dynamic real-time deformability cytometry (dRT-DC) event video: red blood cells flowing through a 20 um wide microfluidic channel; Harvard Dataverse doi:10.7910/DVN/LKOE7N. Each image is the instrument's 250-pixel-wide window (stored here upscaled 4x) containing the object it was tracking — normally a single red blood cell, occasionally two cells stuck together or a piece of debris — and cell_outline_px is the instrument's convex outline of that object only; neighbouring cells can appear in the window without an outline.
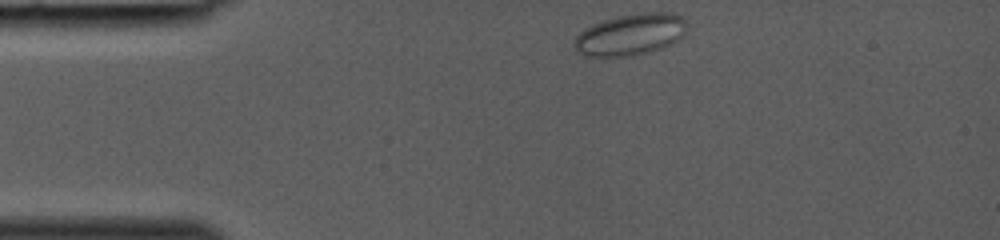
{"species": "common noctule bat (a hibernating species)", "species_latin": "Nyctalus noctula", "temperature_condition": "room temperature", "stored_images_in_passage": 31, "camera_frame_rate_fps": 3000, "um_per_image_px": 0.085, "animal": {"sex": "female", "body_mass_g": 19.0, "forearm_length_mm": 53.3}, "frame": {"image": 1, "passage_image": 1, "time_ms": 0.0, "image_size_px": [1000, 240], "cell_outline_px": [[688, 28], [672, 44], [648, 52], [632, 56], [588, 56], [576, 52], [572, 44], [576, 36], [580, 32], [604, 20], [620, 16], [644, 12], [668, 12], [680, 16], [684, 20]], "centroid_in_image_um": [53.58, 2.95], "position_along_channel_um": 31.4, "area_um2": 26.93}}
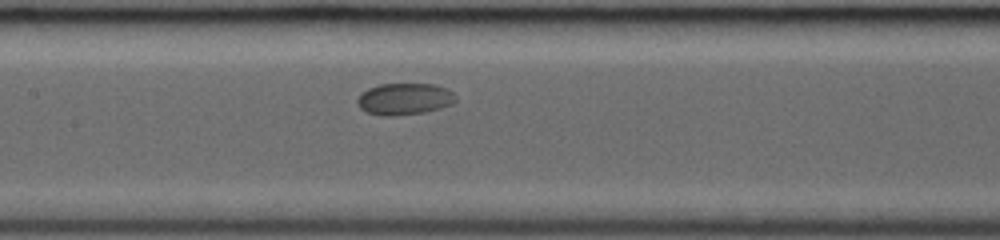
{"frame": {"image": 2, "passage_image": 13, "time_ms": 4.0, "image_size_px": [1000, 240], "cell_outline_px": [[456, 100], [452, 104], [440, 108], [424, 112], [392, 116], [384, 116], [368, 112], [360, 108], [356, 100], [368, 88], [380, 84], [436, 84], [448, 88], [456, 96]], "centroid_in_image_um": [34.41, 8.4], "position_along_channel_um": 173.0, "area_um2": 18.09}}
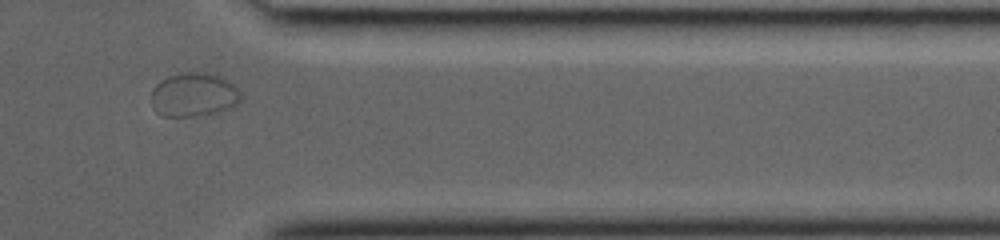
{"frame": {"image": 3, "passage_image": 27, "time_ms": 8.667, "image_size_px": [1000, 240], "cell_outline_px": [[240, 100], [232, 108], [220, 112], [196, 116], [160, 116], [152, 108], [152, 88], [160, 80], [168, 76], [180, 72], [196, 72], [220, 76], [228, 80], [240, 92]], "centroid_in_image_um": [16.44, 8.06], "position_along_channel_um": 395.0, "area_um2": 23.06}}